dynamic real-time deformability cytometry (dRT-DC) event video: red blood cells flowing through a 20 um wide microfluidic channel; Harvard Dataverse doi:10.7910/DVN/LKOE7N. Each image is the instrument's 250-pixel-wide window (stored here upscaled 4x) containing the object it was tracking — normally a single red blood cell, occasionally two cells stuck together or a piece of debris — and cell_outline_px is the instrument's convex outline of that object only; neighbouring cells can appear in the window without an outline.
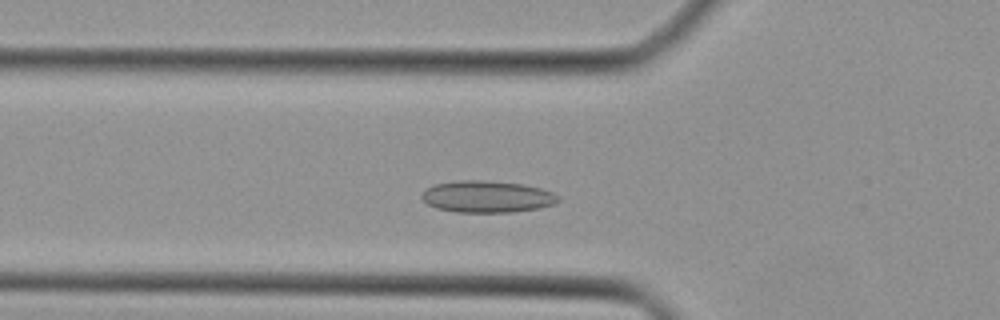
{"species": "Egyptian fruit bat (a non-hibernating species)", "species_latin": "Rousettus aegyptiacus", "temperature_condition": "cold", "stored_images_in_passage": 39, "camera_frame_rate_fps": 3000, "um_per_image_px": 0.085, "animal": {"sex": "female"}, "frame": {"image": 1, "passage_image": 9, "time_ms": 2.667, "image_size_px": [1000, 320], "cell_outline_px": [[560, 200], [552, 204], [540, 208], [512, 212], [456, 212], [436, 208], [428, 204], [420, 196], [424, 188], [436, 184], [460, 180], [484, 180], [520, 184], [540, 188], [552, 192], [560, 196]], "centroid_in_image_um": [41.38, 16.71], "position_along_channel_um": 84.4, "area_um2": 25.26}}
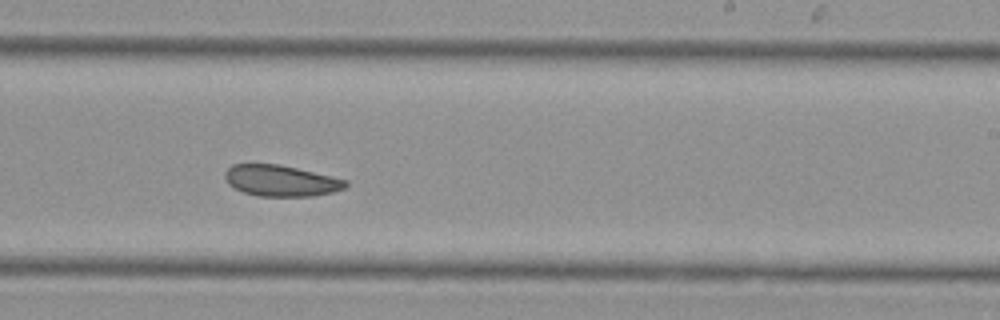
{"frame": {"image": 2, "passage_image": 21, "time_ms": 6.667, "image_size_px": [1000, 320], "cell_outline_px": [[348, 184], [344, 188], [332, 192], [312, 196], [260, 196], [244, 192], [228, 184], [224, 176], [224, 172], [232, 164], [280, 164], [332, 176], [348, 180]], "centroid_in_image_um": [23.88, 15.35], "position_along_channel_um": 265.1, "area_um2": 21.85}}
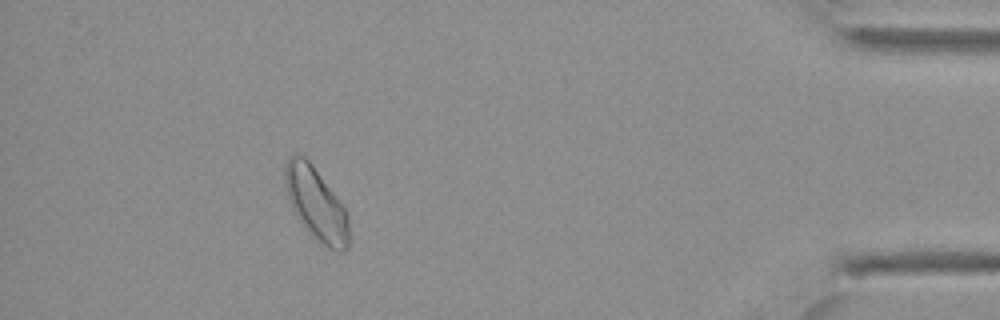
{"frame": {"image": 3, "passage_image": 34, "time_ms": 11.0, "image_size_px": [1000, 320], "cell_outline_px": [[348, 248], [344, 252], [336, 252], [320, 244], [304, 228], [296, 216], [292, 208], [284, 184], [284, 164], [288, 156], [296, 152], [304, 156], [312, 164], [344, 208], [348, 216]], "centroid_in_image_um": [26.83, 17.33], "position_along_channel_um": 408.4, "area_um2": 27.22}}